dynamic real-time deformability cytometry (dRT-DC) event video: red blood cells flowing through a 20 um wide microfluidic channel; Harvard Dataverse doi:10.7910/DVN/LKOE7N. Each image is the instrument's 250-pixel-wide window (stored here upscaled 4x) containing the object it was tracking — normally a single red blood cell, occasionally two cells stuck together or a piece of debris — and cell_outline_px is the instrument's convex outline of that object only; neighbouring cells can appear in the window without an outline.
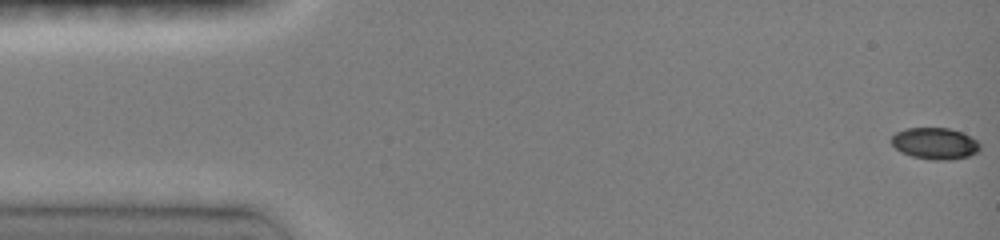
{"species": "common noctule bat (a hibernating species)", "species_latin": "Nyctalus noctula", "temperature_condition": "room temperature", "stored_images_in_passage": 6, "camera_frame_rate_fps": 3000, "um_per_image_px": 0.085, "animal": {"sex": "female", "body_mass_g": 19.0, "forearm_length_mm": 51.5}, "frame": {"image": 1, "passage_image": 1, "time_ms": 0.0, "image_size_px": [1000, 240], "cell_outline_px": [[980, 148], [976, 152], [968, 156], [952, 160], [936, 160], [912, 156], [896, 148], [892, 144], [892, 136], [896, 132], [904, 128], [948, 128], [960, 132], [976, 140], [980, 144]], "centroid_in_image_um": [79.47, 12.19], "position_along_channel_um": 5.5, "area_um2": 16.01}}
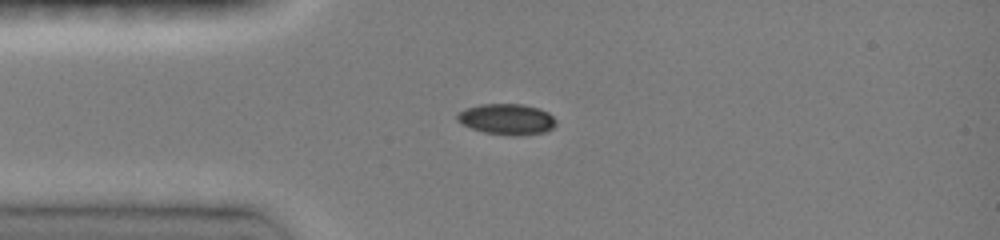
{"frame": {"image": 2, "passage_image": 5, "time_ms": 3.667, "image_size_px": [1000, 240], "cell_outline_px": [[556, 124], [552, 128], [544, 132], [512, 136], [484, 132], [472, 128], [456, 120], [456, 116], [464, 108], [480, 104], [524, 104], [540, 108], [548, 112], [556, 120]], "centroid_in_image_um": [43.09, 10.12], "position_along_channel_um": 41.9, "area_um2": 17.74}}